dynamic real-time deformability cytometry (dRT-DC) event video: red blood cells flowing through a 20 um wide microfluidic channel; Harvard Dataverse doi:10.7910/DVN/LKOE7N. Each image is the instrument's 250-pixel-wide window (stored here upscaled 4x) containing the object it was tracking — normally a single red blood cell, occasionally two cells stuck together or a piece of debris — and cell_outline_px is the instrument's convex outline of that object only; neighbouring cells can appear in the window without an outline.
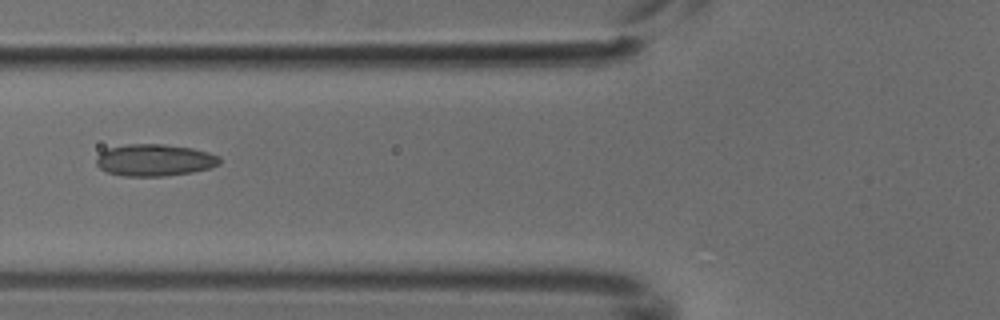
{"species": "common noctule bat (a hibernating species)", "species_latin": "Nyctalus noctula", "temperature_condition": "cold", "stored_images_in_passage": 6, "camera_frame_rate_fps": 3000, "um_per_image_px": 0.085, "animal": {"sex": "male", "body_mass_g": 18.8}, "frame": {"image": 1, "passage_image": 6, "time_ms": 1.667, "image_size_px": [1000, 320], "cell_outline_px": [[220, 164], [208, 168], [192, 172], [164, 176], [124, 176], [108, 172], [100, 168], [96, 164], [96, 160], [100, 152], [108, 148], [128, 144], [164, 144], [192, 148], [208, 152], [220, 156]], "centroid_in_image_um": [13.14, 13.6], "position_along_channel_um": 112.7, "area_um2": 22.89}}